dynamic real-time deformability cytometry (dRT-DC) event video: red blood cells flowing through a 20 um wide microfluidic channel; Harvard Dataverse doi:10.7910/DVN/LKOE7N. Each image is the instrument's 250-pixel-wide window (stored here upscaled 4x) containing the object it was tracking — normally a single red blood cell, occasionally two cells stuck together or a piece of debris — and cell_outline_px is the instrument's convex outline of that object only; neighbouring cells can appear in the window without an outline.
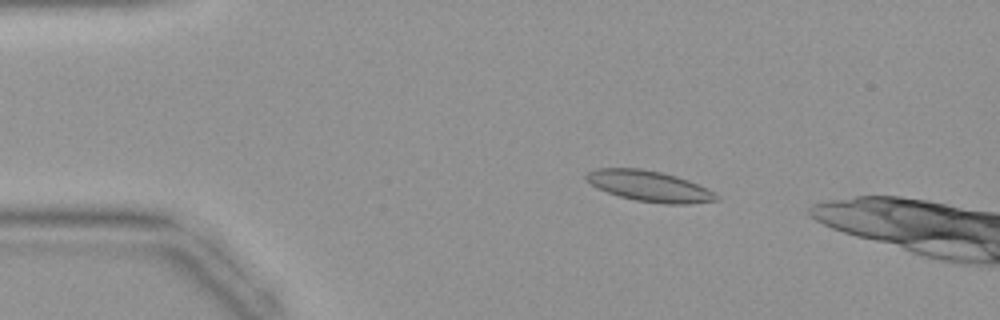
{"species": "common noctule bat (a hibernating species)", "species_latin": "Nyctalus noctula", "temperature_condition": "warm", "stored_images_in_passage": 43, "camera_frame_rate_fps": 3000, "um_per_image_px": 0.085, "animal": {"sex": "female", "body_mass_g": 19.9}, "frame": {"image": 1, "passage_image": 6, "time_ms": 1.667, "image_size_px": [1000, 320], "cell_outline_px": [[720, 200], [688, 204], [664, 204], [636, 200], [620, 196], [596, 188], [584, 180], [584, 172], [596, 168], [640, 168], [660, 172], [676, 176], [688, 180], [708, 188], [720, 196]], "centroid_in_image_um": [55.17, 15.81], "position_along_channel_um": 29.8, "area_um2": 23.58}}
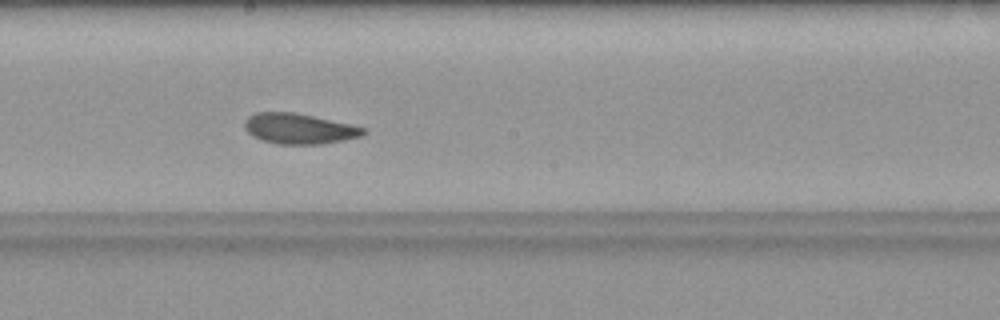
{"frame": {"image": 2, "passage_image": 22, "time_ms": 7.0, "image_size_px": [1000, 320], "cell_outline_px": [[368, 132], [360, 136], [344, 140], [320, 144], [276, 144], [252, 136], [244, 128], [244, 120], [248, 116], [256, 112], [292, 112], [352, 124], [364, 128]], "centroid_in_image_um": [25.41, 10.93], "position_along_channel_um": 222.8, "area_um2": 21.04}}
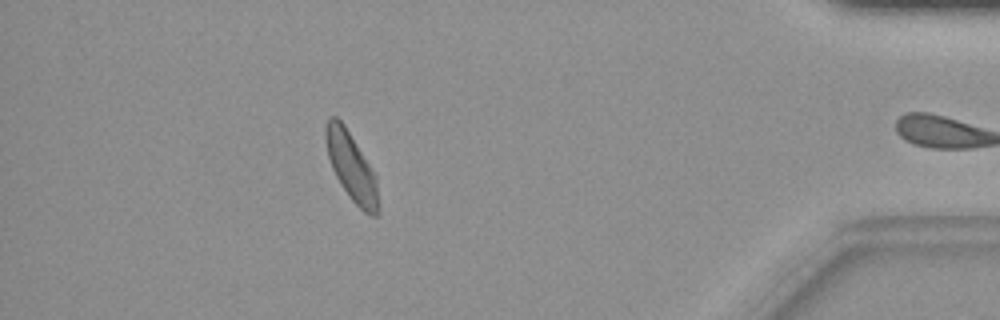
{"frame": {"image": 3, "passage_image": 37, "time_ms": 12.0, "image_size_px": [1000, 320], "cell_outline_px": [[380, 212], [376, 216], [372, 216], [364, 212], [352, 200], [340, 184], [332, 168], [328, 156], [324, 140], [324, 128], [328, 116], [336, 116], [344, 124], [376, 176], [380, 204]], "centroid_in_image_um": [29.86, 14.18], "position_along_channel_um": 405.3, "area_um2": 21.1}}